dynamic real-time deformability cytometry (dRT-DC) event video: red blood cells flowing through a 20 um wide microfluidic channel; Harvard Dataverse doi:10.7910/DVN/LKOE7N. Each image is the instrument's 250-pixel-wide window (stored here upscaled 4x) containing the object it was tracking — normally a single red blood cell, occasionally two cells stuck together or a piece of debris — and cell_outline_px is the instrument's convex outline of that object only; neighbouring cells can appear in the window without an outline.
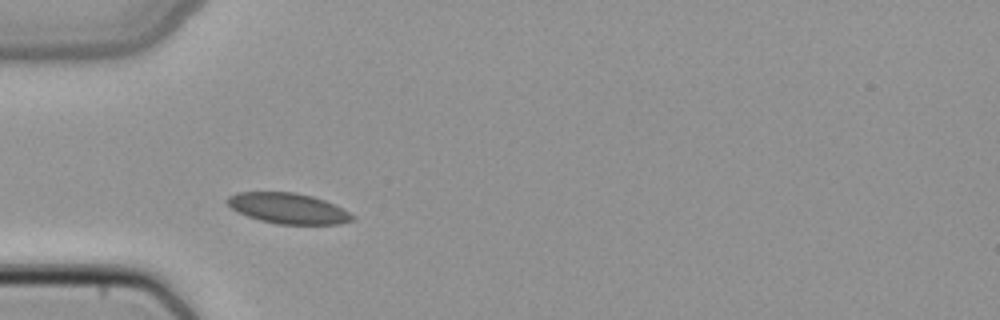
{"species": "common noctule bat (a hibernating species)", "species_latin": "Nyctalus noctula", "temperature_condition": "cold", "stored_images_in_passage": 36, "camera_frame_rate_fps": 3000, "um_per_image_px": 0.085, "animal": {"sex": "female", "body_mass_g": 22.7, "forearm_length_mm": 54.2}, "frame": {"image": 1, "passage_image": 2, "time_ms": 0.333, "image_size_px": [1000, 320], "cell_outline_px": [[356, 220], [340, 224], [276, 224], [260, 220], [236, 212], [224, 200], [228, 196], [236, 192], [296, 192], [312, 196], [324, 200], [356, 216]], "centroid_in_image_um": [24.47, 17.71], "position_along_channel_um": 60.5, "area_um2": 22.37}}
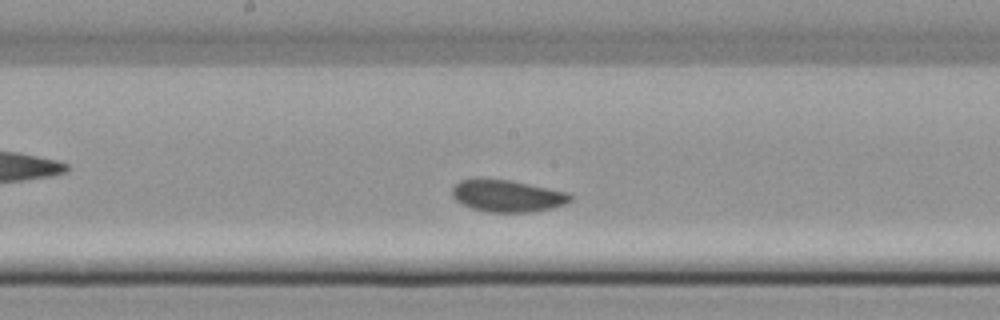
{"frame": {"image": 2, "passage_image": 13, "time_ms": 4.0, "image_size_px": [1000, 320], "cell_outline_px": [[572, 200], [564, 204], [552, 208], [528, 212], [488, 212], [472, 208], [456, 200], [452, 196], [452, 188], [460, 180], [472, 176], [480, 176], [512, 180], [568, 192], [572, 196]], "centroid_in_image_um": [43.08, 16.6], "position_along_channel_um": 205.1, "area_um2": 22.54}}
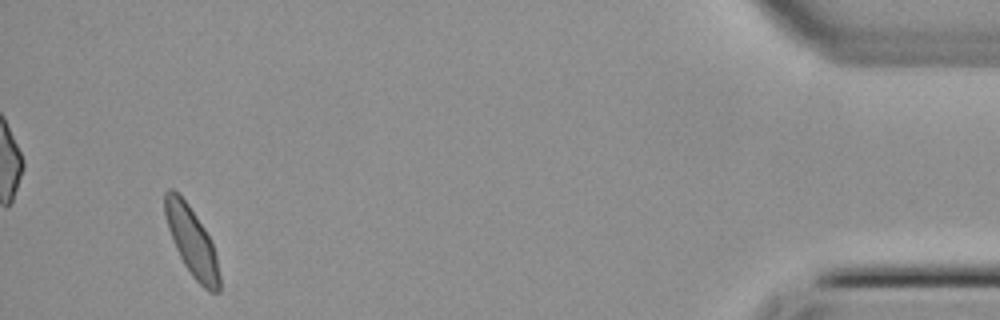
{"frame": {"image": 3, "passage_image": 34, "time_ms": 11.0, "image_size_px": [1000, 320], "cell_outline_px": [[220, 292], [208, 292], [192, 276], [184, 264], [176, 248], [168, 228], [164, 216], [164, 192], [168, 188], [172, 188], [188, 204], [212, 240], [216, 256], [220, 276]], "centroid_in_image_um": [16.3, 20.53], "position_along_channel_um": 418.9, "area_um2": 21.79}}